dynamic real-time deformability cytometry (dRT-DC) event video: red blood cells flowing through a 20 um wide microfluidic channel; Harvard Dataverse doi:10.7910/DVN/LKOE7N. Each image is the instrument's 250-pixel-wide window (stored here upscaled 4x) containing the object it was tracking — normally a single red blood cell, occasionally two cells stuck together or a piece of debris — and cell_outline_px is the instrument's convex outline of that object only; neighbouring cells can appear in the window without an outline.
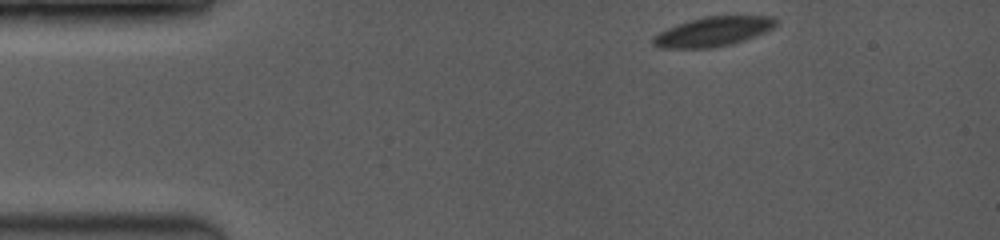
{"species": "common noctule bat (a hibernating species)", "species_latin": "Nyctalus noctula", "temperature_condition": "room temperature", "stored_images_in_passage": 24, "camera_frame_rate_fps": 3500, "um_per_image_px": 0.085, "animal": {"sex": "female", "body_mass_g": 19.0, "forearm_length_mm": 53.3}, "frame": {"image": 1, "passage_image": 1, "time_ms": 0.0, "image_size_px": [1000, 240], "cell_outline_px": [[776, 24], [772, 28], [764, 32], [744, 40], [732, 44], [712, 48], [656, 48], [652, 44], [652, 36], [668, 28], [692, 20], [708, 16], [772, 16], [776, 20]], "centroid_in_image_um": [60.58, 2.7], "position_along_channel_um": 24.4, "area_um2": 20.87}}
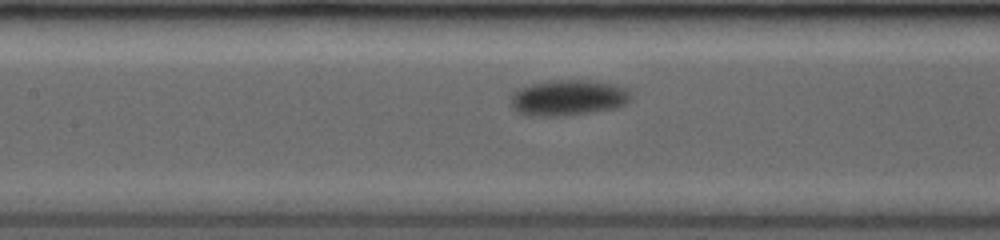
{"frame": {"image": 2, "passage_image": 14, "time_ms": 5.429, "image_size_px": [1000, 240], "cell_outline_px": [[632, 100], [616, 108], [564, 116], [528, 116], [516, 112], [512, 108], [512, 92], [516, 88], [532, 84], [552, 80], [584, 80], [616, 84], [624, 88], [632, 96]], "centroid_in_image_um": [48.26, 8.31], "position_along_channel_um": 159.1, "area_um2": 25.2}}
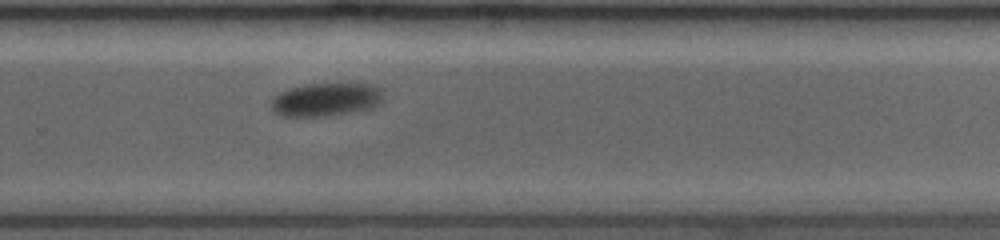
{"frame": {"image": 3, "passage_image": 24, "time_ms": 9.143, "image_size_px": [1000, 240], "cell_outline_px": [[384, 104], [376, 108], [328, 116], [280, 116], [272, 112], [272, 100], [280, 92], [288, 88], [304, 84], [372, 84], [384, 88]], "centroid_in_image_um": [27.81, 8.46], "position_along_channel_um": 302.0, "area_um2": 22.37}}